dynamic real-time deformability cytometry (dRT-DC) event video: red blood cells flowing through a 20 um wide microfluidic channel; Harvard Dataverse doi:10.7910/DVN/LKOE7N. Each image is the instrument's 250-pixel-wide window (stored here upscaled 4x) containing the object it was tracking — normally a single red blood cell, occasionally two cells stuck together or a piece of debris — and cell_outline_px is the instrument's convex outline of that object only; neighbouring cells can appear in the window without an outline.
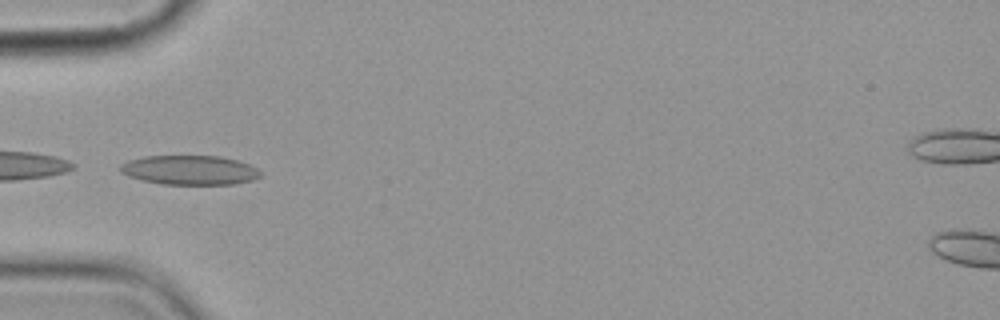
{"species": "common noctule bat (a hibernating species)", "species_latin": "Nyctalus noctula", "temperature_condition": "cold", "stored_images_in_passage": 6, "camera_frame_rate_fps": 3000, "um_per_image_px": 0.085, "animal": {"sex": "female", "body_mass_g": 19.9}, "frame": {"image": 1, "passage_image": 6, "time_ms": 6.0, "image_size_px": [1000, 320], "cell_outline_px": [[260, 176], [252, 180], [236, 184], [164, 184], [140, 180], [128, 176], [120, 172], [120, 164], [128, 160], [144, 156], [220, 156], [236, 160], [248, 164], [256, 168], [260, 172]], "centroid_in_image_um": [16.09, 14.45], "position_along_channel_um": 68.9, "area_um2": 23.99}}